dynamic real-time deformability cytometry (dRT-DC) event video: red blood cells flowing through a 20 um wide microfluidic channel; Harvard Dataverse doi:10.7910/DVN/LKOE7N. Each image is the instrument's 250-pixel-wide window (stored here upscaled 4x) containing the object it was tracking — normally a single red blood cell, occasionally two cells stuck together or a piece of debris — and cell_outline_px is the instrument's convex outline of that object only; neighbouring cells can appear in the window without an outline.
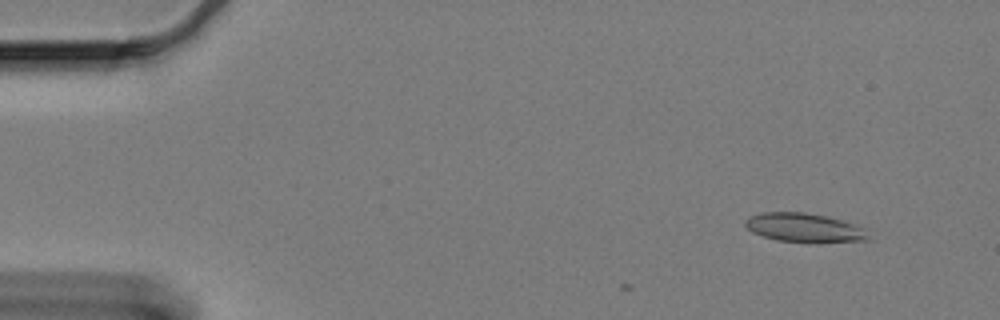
{"species": "Egyptian fruit bat (a non-hibernating species)", "species_latin": "Rousettus aegyptiacus", "temperature_condition": "cold", "stored_images_in_passage": 8, "camera_frame_rate_fps": 3000, "um_per_image_px": 0.085, "animal": {"sex": "female"}, "frame": {"image": 1, "passage_image": 3, "time_ms": 0.667, "image_size_px": [1000, 320], "cell_outline_px": [[872, 240], [776, 240], [752, 232], [744, 224], [744, 220], [748, 216], [764, 212], [804, 212], [844, 220], [856, 224], [864, 228]], "centroid_in_image_um": [68.33, 19.3], "position_along_channel_um": 16.7, "area_um2": 20.0}}